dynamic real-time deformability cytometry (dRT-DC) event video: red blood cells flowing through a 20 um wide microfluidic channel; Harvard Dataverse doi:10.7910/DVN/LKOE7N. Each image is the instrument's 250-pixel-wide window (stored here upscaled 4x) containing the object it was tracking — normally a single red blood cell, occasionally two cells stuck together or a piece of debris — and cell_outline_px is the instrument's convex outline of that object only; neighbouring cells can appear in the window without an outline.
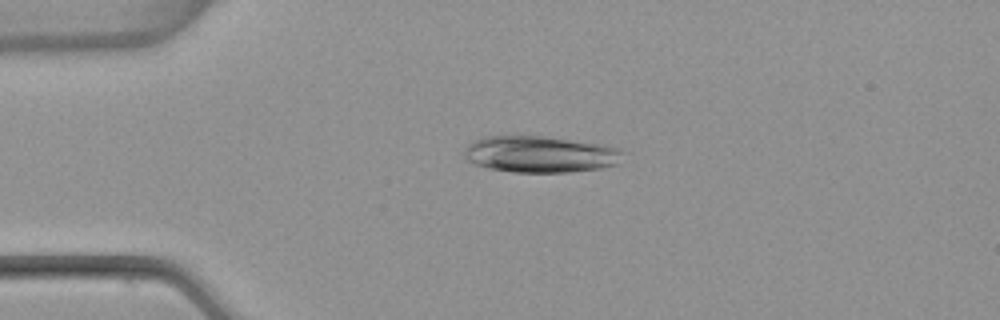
{"species": "common noctule bat (a hibernating species)", "species_latin": "Nyctalus noctula", "temperature_condition": "warm", "stored_images_in_passage": 49, "camera_frame_rate_fps": 3000, "um_per_image_px": 0.085, "animal": {"sex": "female", "body_mass_g": 22.7, "forearm_length_mm": 54.2}, "frame": {"image": 1, "passage_image": 9, "time_ms": 2.667, "image_size_px": [1000, 320], "cell_outline_px": [[624, 152], [620, 164], [600, 168], [568, 172], [512, 172], [488, 168], [476, 164], [468, 160], [464, 156], [464, 148], [468, 144], [476, 140], [488, 136], [540, 136], [600, 144], [620, 148]], "centroid_in_image_um": [45.94, 13.12], "position_along_channel_um": 39.1, "area_um2": 33.64}}
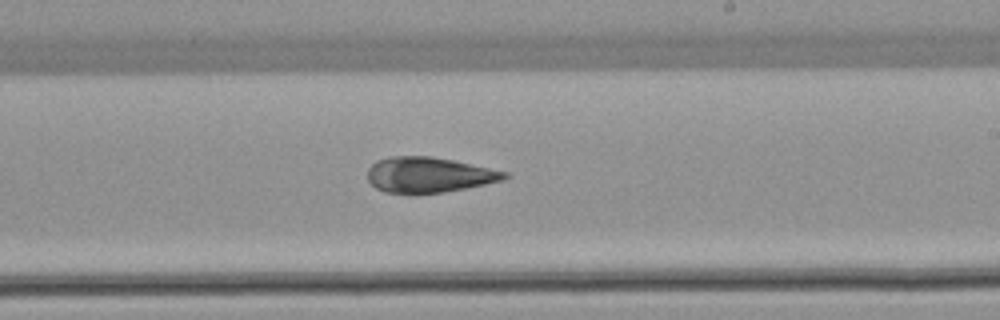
{"frame": {"image": 2, "passage_image": 28, "time_ms": 9.0, "image_size_px": [1000, 320], "cell_outline_px": [[512, 176], [504, 180], [444, 192], [384, 192], [376, 188], [368, 180], [368, 168], [376, 160], [388, 156], [432, 156], [452, 160], [508, 172]], "centroid_in_image_um": [36.45, 14.84], "position_along_channel_um": 252.5, "area_um2": 27.98}}
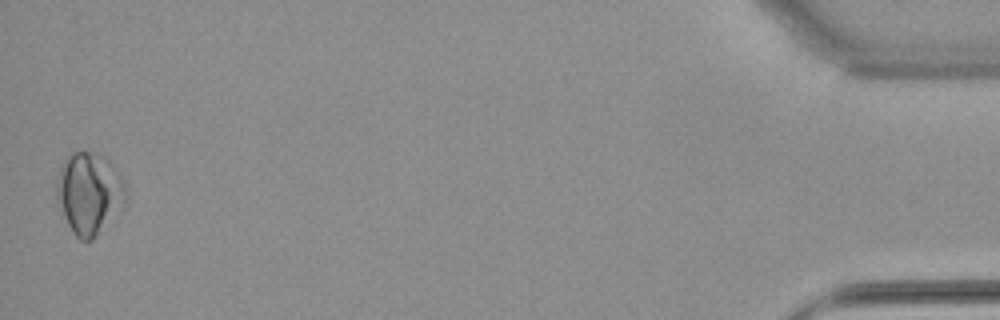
{"frame": {"image": 3, "passage_image": 49, "time_ms": 16.0, "image_size_px": [1000, 320], "cell_outline_px": [[128, 188], [124, 200], [96, 236], [92, 240], [80, 240], [76, 236], [68, 224], [56, 200], [56, 176], [60, 164], [72, 152], [96, 152], [108, 160], [112, 164]], "centroid_in_image_um": [7.52, 16.37], "position_along_channel_um": 427.7, "area_um2": 32.43}}